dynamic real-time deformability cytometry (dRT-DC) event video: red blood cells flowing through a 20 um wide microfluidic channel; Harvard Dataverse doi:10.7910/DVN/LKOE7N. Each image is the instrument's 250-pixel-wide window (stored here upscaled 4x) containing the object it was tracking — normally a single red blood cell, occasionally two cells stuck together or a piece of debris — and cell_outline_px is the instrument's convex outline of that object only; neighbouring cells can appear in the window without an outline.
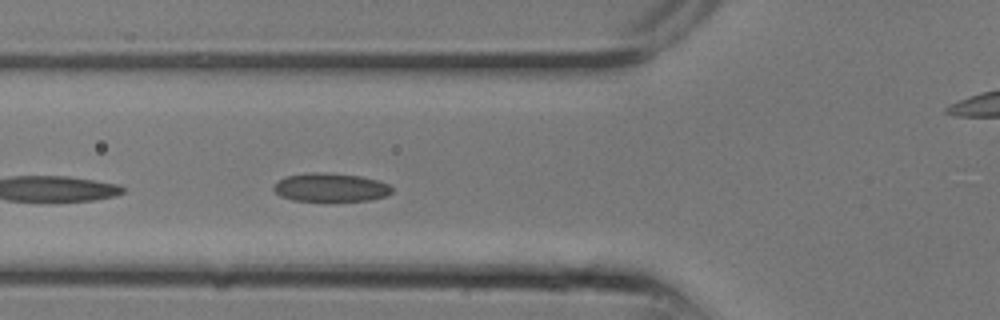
{"species": "common noctule bat (a hibernating species)", "species_latin": "Nyctalus noctula", "temperature_condition": "room temperature", "stored_images_in_passage": 9, "segment_of_instrument_passage": [1, 2], "camera_frame_rate_fps": 3000, "um_per_image_px": 0.085, "animal": {"sex": "male", "body_mass_g": 13.3}, "frame": {"image": 1, "passage_image": 8, "time_ms": 2.333, "image_size_px": [1000, 320], "cell_outline_px": [[392, 192], [388, 196], [368, 200], [292, 200], [280, 196], [272, 188], [284, 176], [308, 172], [328, 172], [360, 176], [376, 180], [388, 184], [392, 188]], "centroid_in_image_um": [28.09, 15.91], "position_along_channel_um": 97.7, "area_um2": 19.54}}